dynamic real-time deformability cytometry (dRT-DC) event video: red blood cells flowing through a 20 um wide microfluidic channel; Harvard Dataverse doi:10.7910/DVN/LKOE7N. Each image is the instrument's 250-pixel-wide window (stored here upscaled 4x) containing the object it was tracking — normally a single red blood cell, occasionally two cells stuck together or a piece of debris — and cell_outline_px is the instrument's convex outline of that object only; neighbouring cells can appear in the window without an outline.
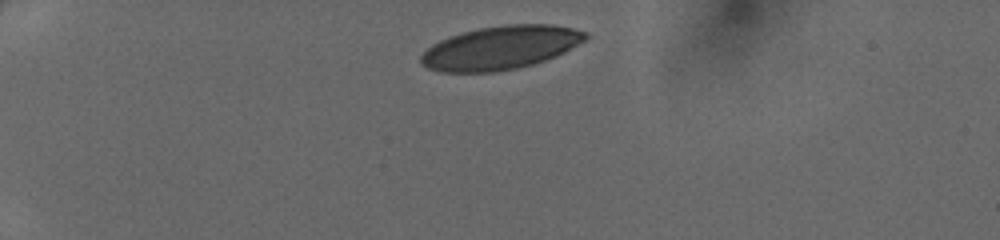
{"species": "human", "species_latin": "Homo sapiens", "temperature_condition": "cold", "stored_images_in_passage": 37, "camera_frame_rate_fps": 3000, "um_per_image_px": 0.085, "donor": {"sex": "female"}, "frame": {"image": 1, "passage_image": 1, "time_ms": 0.0, "image_size_px": [1000, 240], "cell_outline_px": [[588, 40], [556, 56], [532, 64], [516, 68], [496, 72], [440, 72], [428, 68], [420, 64], [420, 56], [432, 44], [448, 36], [480, 28], [504, 24], [552, 24], [572, 28], [588, 32]], "centroid_in_image_um": [42.56, 4.05], "position_along_channel_um": 42.4, "area_um2": 41.85}}
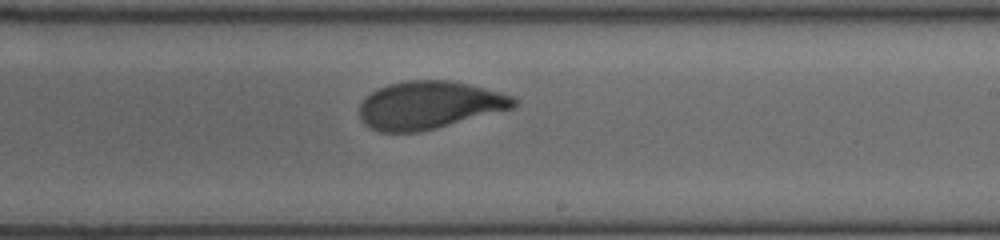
{"frame": {"image": 2, "passage_image": 20, "time_ms": 6.333, "image_size_px": [1000, 240], "cell_outline_px": [[516, 108], [420, 132], [380, 132], [368, 128], [360, 120], [360, 104], [372, 92], [388, 84], [408, 80], [448, 80], [468, 84], [516, 96]], "centroid_in_image_um": [36.51, 8.94], "position_along_channel_um": 252.5, "area_um2": 43.12}}
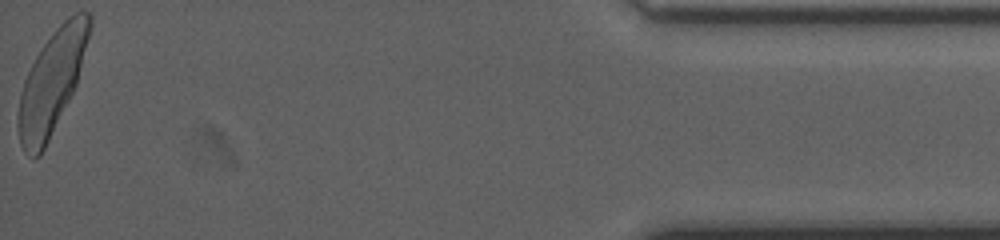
{"frame": {"image": 3, "passage_image": 37, "time_ms": 12.0, "image_size_px": [1000, 240], "cell_outline_px": [[92, 24], [76, 84], [40, 156], [36, 156], [24, 152], [20, 144], [16, 124], [16, 120], [20, 92], [24, 80], [40, 48], [52, 32], [68, 16], [76, 12], [88, 12], [92, 16]], "centroid_in_image_um": [4.37, 6.96], "position_along_channel_um": 430.8, "area_um2": 42.02}}